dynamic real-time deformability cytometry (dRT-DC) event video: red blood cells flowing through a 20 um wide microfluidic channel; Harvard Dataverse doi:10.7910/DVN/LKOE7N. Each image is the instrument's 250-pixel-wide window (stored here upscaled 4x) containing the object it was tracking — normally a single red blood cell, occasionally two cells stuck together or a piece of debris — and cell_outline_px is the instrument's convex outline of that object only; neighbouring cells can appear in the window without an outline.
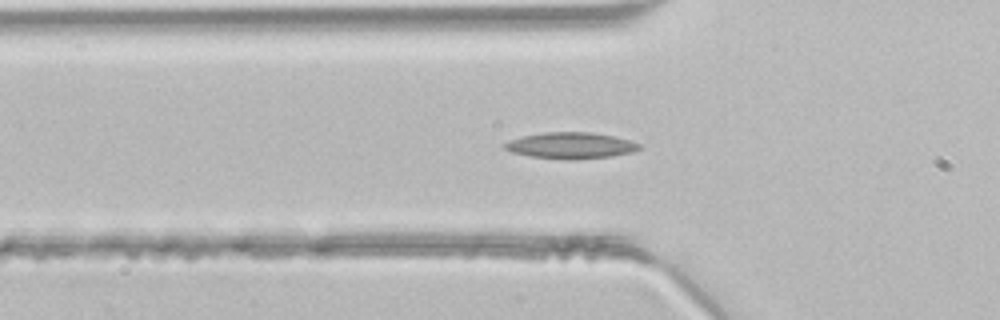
{"species": "common noctule bat (a hibernating species)", "species_latin": "Nyctalus noctula", "temperature_condition": "room temperature", "stored_images_in_passage": 47, "camera_frame_rate_fps": 3000, "um_per_image_px": 0.085, "animal": {"sex": "male", "body_mass_g": 21.5, "forearm_length_mm": 52.0}, "frame": {"image": 1, "passage_image": 15, "time_ms": 4.667, "image_size_px": [1000, 320], "cell_outline_px": [[644, 148], [632, 152], [612, 156], [572, 160], [568, 160], [532, 156], [512, 152], [504, 148], [500, 144], [524, 136], [544, 132], [588, 132], [612, 136], [628, 140], [640, 144]], "centroid_in_image_um": [48.53, 12.37], "position_along_channel_um": 77.3, "area_um2": 20.46}}
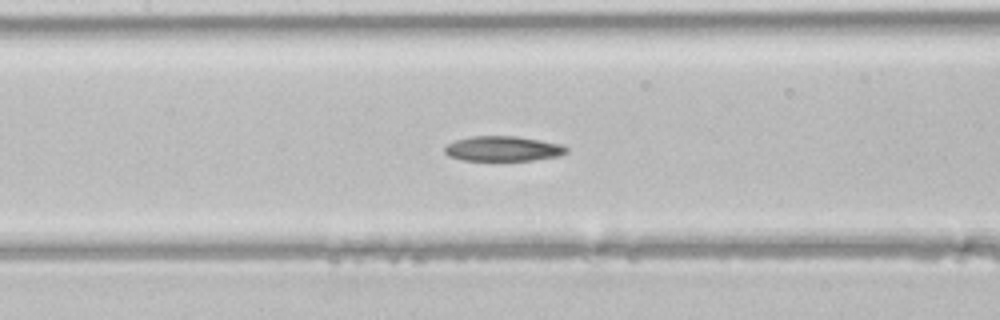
{"frame": {"image": 2, "passage_image": 21, "time_ms": 6.667, "image_size_px": [1000, 320], "cell_outline_px": [[568, 152], [556, 156], [532, 160], [464, 160], [448, 156], [444, 152], [444, 148], [448, 144], [456, 140], [472, 136], [516, 136], [540, 140], [560, 144], [568, 148]], "centroid_in_image_um": [42.74, 12.63], "position_along_channel_um": 164.7, "area_um2": 17.57}}
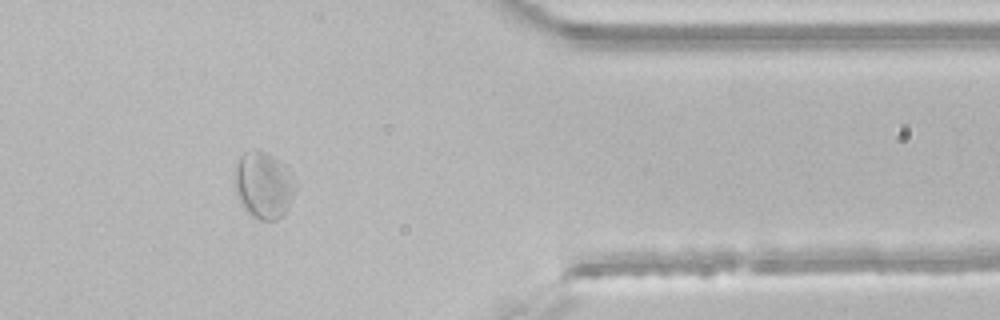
{"frame": {"image": 3, "passage_image": 38, "time_ms": 12.333, "image_size_px": [1000, 320], "cell_outline_px": [[292, 200], [284, 216], [276, 220], [260, 220], [252, 216], [244, 208], [236, 192], [236, 164], [240, 156], [244, 152], [264, 152], [280, 160], [284, 164], [288, 172], [292, 192]], "centroid_in_image_um": [22.37, 15.78], "position_along_channel_um": 389.0, "area_um2": 22.6}}